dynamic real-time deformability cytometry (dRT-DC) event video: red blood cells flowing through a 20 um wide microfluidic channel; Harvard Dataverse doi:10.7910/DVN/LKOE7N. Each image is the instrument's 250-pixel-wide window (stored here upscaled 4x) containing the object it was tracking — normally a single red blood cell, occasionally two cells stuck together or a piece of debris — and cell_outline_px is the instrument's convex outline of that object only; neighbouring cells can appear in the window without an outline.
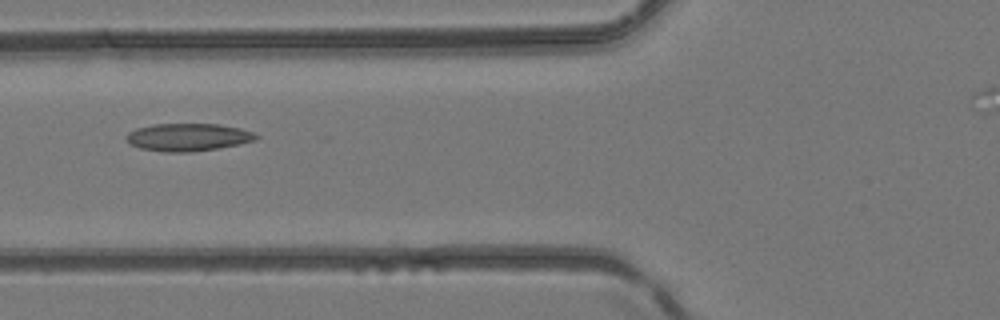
{"species": "common noctule bat (a hibernating species)", "species_latin": "Nyctalus noctula", "temperature_condition": "room temperature", "stored_images_in_passage": 3, "camera_frame_rate_fps": 3000, "um_per_image_px": 0.085, "animal": {"sex": "female", "body_mass_g": 24.6, "forearm_length_mm": 56.2}, "frame": {"image": 1, "passage_image": 3, "time_ms": 0.667, "image_size_px": [1000, 320], "cell_outline_px": [[260, 136], [256, 140], [216, 148], [188, 152], [164, 152], [140, 148], [128, 144], [124, 136], [128, 132], [136, 128], [152, 124], [220, 124], [240, 128], [252, 132]], "centroid_in_image_um": [15.92, 11.65], "position_along_channel_um": 109.9, "area_um2": 20.92}}